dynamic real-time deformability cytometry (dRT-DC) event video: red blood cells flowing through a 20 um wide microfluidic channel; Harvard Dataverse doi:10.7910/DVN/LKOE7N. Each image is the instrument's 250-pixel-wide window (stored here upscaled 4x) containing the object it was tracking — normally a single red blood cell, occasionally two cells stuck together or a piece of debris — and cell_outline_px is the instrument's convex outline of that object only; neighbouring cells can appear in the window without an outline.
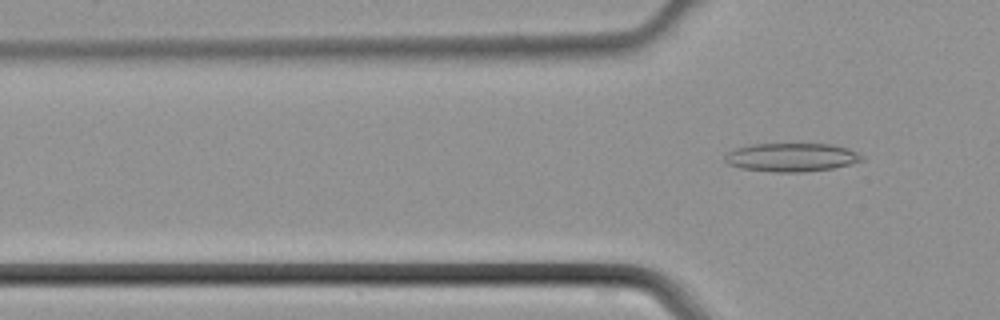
{"species": "common noctule bat (a hibernating species)", "species_latin": "Nyctalus noctula", "temperature_condition": "cold", "stored_images_in_passage": 4, "camera_frame_rate_fps": 3000, "um_per_image_px": 0.085, "animal": {"sex": "male", "body_mass_g": 21.5, "forearm_length_mm": 52.0}, "frame": {"image": 1, "passage_image": 4, "time_ms": 1.0, "image_size_px": [1000, 320], "cell_outline_px": [[864, 160], [852, 164], [832, 168], [804, 172], [772, 172], [740, 168], [728, 164], [724, 160], [724, 156], [728, 152], [736, 148], [752, 144], [832, 144], [848, 148], [864, 156]], "centroid_in_image_um": [67.29, 13.37], "position_along_channel_um": 58.5, "area_um2": 22.89}}